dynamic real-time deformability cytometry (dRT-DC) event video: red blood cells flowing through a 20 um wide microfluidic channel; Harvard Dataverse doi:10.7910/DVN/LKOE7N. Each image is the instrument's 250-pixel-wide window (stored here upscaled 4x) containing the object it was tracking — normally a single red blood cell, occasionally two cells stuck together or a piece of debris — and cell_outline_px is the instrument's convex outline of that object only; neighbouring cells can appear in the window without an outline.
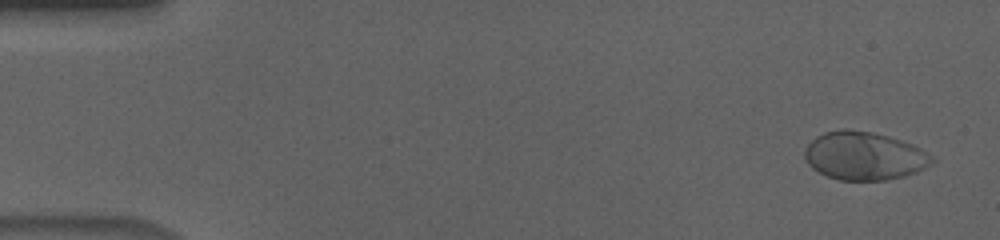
{"species": "human", "species_latin": "Homo sapiens", "temperature_condition": "cold", "stored_images_in_passage": 56, "camera_frame_rate_fps": 3000, "um_per_image_px": 0.085, "donor": {"sex": "male"}, "frame": {"image": 1, "passage_image": 3, "time_ms": 0.667, "image_size_px": [1000, 240], "cell_outline_px": [[936, 160], [924, 168], [916, 172], [904, 176], [888, 180], [840, 180], [828, 176], [812, 168], [804, 160], [804, 152], [808, 144], [816, 136], [824, 132], [844, 128], [872, 132], [888, 136], [912, 144], [920, 148], [932, 156]], "centroid_in_image_um": [73.44, 13.25], "position_along_channel_um": 11.6, "area_um2": 35.78}}
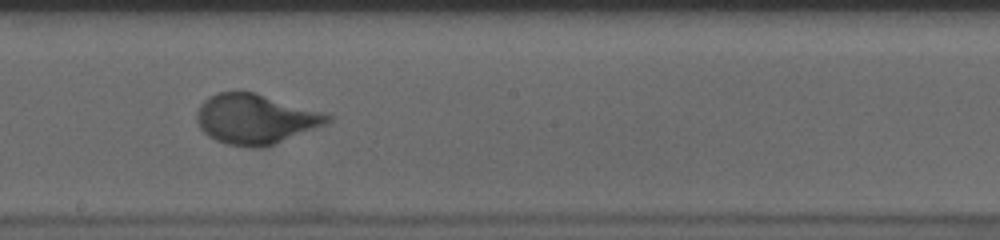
{"frame": {"image": 2, "passage_image": 32, "time_ms": 10.333, "image_size_px": [1000, 240], "cell_outline_px": [[336, 116], [328, 124], [264, 148], [252, 148], [228, 144], [216, 140], [208, 136], [200, 128], [196, 120], [196, 112], [200, 104], [208, 96], [216, 92], [256, 92]], "centroid_in_image_um": [21.73, 10.12], "position_along_channel_um": 226.5, "area_um2": 38.44}}
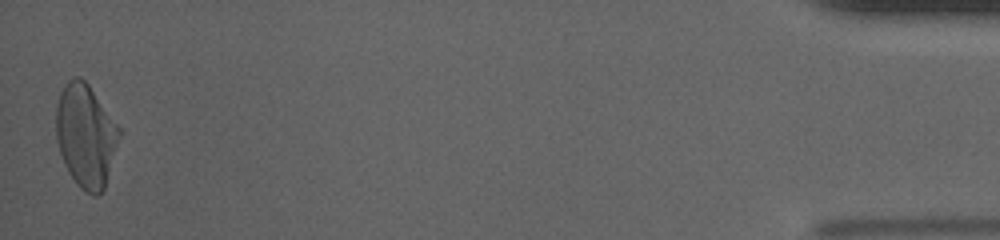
{"frame": {"image": 3, "passage_image": 56, "time_ms": 18.333, "image_size_px": [1000, 240], "cell_outline_px": [[120, 136], [104, 188], [96, 196], [92, 196], [80, 188], [68, 172], [64, 164], [56, 140], [56, 104], [60, 92], [64, 84], [72, 76], [80, 76], [88, 84], [120, 128]], "centroid_in_image_um": [7.26, 11.51], "position_along_channel_um": 427.9, "area_um2": 37.86}, "authors_computed_cell_mechanics": {"area_um2": 35.9516, "velocity_mm_per_s": 3.6319, "shape_relaxation_time_tau1_ms": 3.5533, "shape_relaxation_time_tau2_ms": null, "deformation_change_tau1": 0.1731, "deformation_change_tau2": null}}